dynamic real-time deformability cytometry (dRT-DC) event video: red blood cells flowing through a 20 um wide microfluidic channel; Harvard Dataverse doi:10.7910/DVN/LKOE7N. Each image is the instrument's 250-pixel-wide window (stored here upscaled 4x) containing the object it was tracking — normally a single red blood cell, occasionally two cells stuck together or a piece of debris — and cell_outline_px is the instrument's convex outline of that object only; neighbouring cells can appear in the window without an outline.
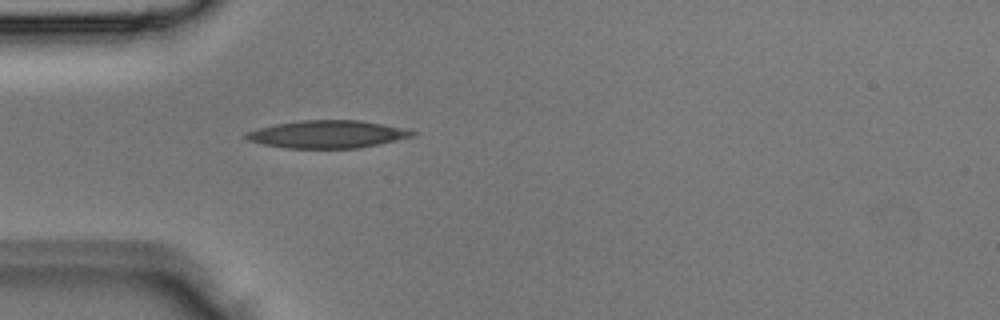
{"species": "Egyptian fruit bat (a non-hibernating species)", "species_latin": "Rousettus aegyptiacus", "temperature_condition": "room temperature", "stored_images_in_passage": 1, "camera_frame_rate_fps": 3000, "um_per_image_px": 0.085, "animal": {"sex": "male"}, "frame": {"image": 1, "passage_image": 1, "time_ms": 0.0, "image_size_px": [1000, 320], "cell_outline_px": [[416, 136], [356, 148], [284, 148], [264, 144], [248, 140], [244, 136], [244, 132], [276, 124], [300, 120], [360, 120], [400, 128], [416, 132]], "centroid_in_image_um": [27.78, 11.41], "position_along_channel_um": 57.2, "area_um2": 26.41}}